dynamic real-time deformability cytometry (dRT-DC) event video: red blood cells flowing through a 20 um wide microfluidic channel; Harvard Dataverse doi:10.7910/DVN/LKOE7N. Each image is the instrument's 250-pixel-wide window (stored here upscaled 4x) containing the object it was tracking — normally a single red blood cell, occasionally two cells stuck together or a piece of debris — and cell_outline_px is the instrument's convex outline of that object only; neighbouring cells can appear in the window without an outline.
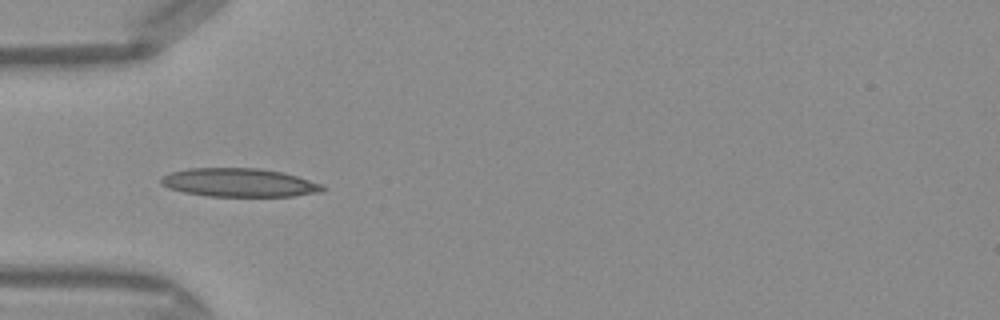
{"species": "Egyptian fruit bat (a non-hibernating species)", "species_latin": "Rousettus aegyptiacus", "temperature_condition": "warm", "stored_images_in_passage": 9, "camera_frame_rate_fps": 3000, "um_per_image_px": 0.085, "frame": {"image": 1, "passage_image": 2, "time_ms": 0.333, "image_size_px": [1000, 320], "cell_outline_px": [[328, 188], [324, 192], [292, 196], [204, 196], [184, 192], [168, 188], [160, 180], [164, 176], [172, 172], [188, 168], [260, 168], [284, 172], [324, 184]], "centroid_in_image_um": [20.42, 15.52], "position_along_channel_um": 64.6, "area_um2": 27.05}}
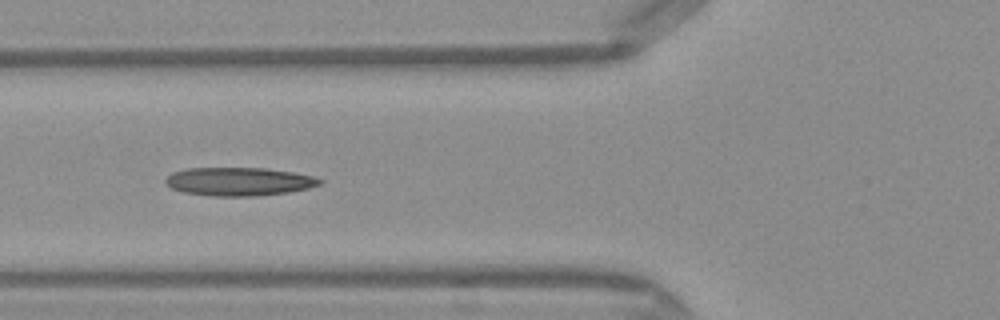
{"frame": {"image": 2, "passage_image": 5, "time_ms": 1.333, "image_size_px": [1000, 320], "cell_outline_px": [[324, 180], [320, 184], [308, 188], [288, 192], [256, 196], [212, 196], [184, 192], [172, 188], [164, 180], [172, 172], [188, 168], [264, 168], [292, 172], [312, 176]], "centroid_in_image_um": [20.31, 15.43], "position_along_channel_um": 105.5, "area_um2": 25.32}}